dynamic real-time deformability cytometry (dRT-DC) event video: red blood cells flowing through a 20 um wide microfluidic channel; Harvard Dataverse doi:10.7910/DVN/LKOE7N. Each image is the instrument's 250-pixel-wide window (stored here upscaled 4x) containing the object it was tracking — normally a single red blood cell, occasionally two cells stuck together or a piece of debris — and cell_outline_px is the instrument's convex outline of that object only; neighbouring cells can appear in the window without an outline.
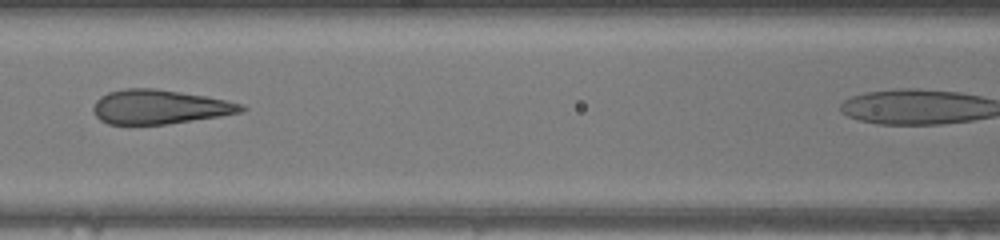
{"species": "human", "species_latin": "Homo sapiens", "temperature_condition": "warm", "stored_images_in_passage": 33, "camera_frame_rate_fps": 3000, "um_per_image_px": 0.085, "donor": {"sex": "female"}, "frame": {"image": 1, "passage_image": 15, "time_ms": 4.667, "image_size_px": [1000, 240], "cell_outline_px": [[248, 108], [244, 112], [220, 116], [168, 124], [108, 124], [100, 120], [96, 116], [92, 108], [96, 100], [100, 96], [108, 92], [124, 88], [156, 88], [208, 96], [244, 104]], "centroid_in_image_um": [13.59, 9.08], "position_along_channel_um": 153.0, "area_um2": 29.82}}